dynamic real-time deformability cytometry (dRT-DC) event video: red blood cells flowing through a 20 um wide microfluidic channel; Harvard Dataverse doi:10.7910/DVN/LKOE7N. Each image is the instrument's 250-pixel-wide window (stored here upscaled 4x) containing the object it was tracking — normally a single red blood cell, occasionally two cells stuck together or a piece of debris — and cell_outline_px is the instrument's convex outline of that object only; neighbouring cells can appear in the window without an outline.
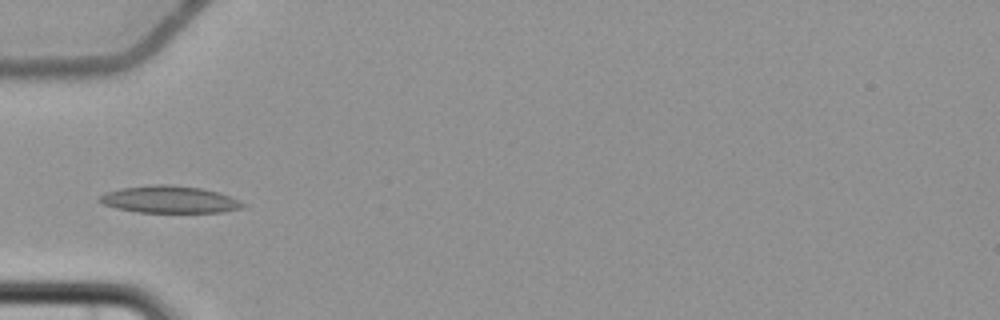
{"species": "common noctule bat (a hibernating species)", "species_latin": "Nyctalus noctula", "temperature_condition": "cold", "stored_images_in_passage": 6, "camera_frame_rate_fps": 3000, "um_per_image_px": 0.085, "animal": {"sex": "female", "body_mass_g": 22.7, "forearm_length_mm": 54.2}, "frame": {"image": 1, "passage_image": 6, "time_ms": 6.0, "image_size_px": [1000, 320], "cell_outline_px": [[244, 208], [224, 212], [136, 212], [116, 208], [104, 204], [96, 200], [104, 192], [120, 188], [148, 184], [168, 184], [200, 188], [220, 192], [240, 200], [244, 204]], "centroid_in_image_um": [14.39, 16.95], "position_along_channel_um": 70.6, "area_um2": 22.89}}